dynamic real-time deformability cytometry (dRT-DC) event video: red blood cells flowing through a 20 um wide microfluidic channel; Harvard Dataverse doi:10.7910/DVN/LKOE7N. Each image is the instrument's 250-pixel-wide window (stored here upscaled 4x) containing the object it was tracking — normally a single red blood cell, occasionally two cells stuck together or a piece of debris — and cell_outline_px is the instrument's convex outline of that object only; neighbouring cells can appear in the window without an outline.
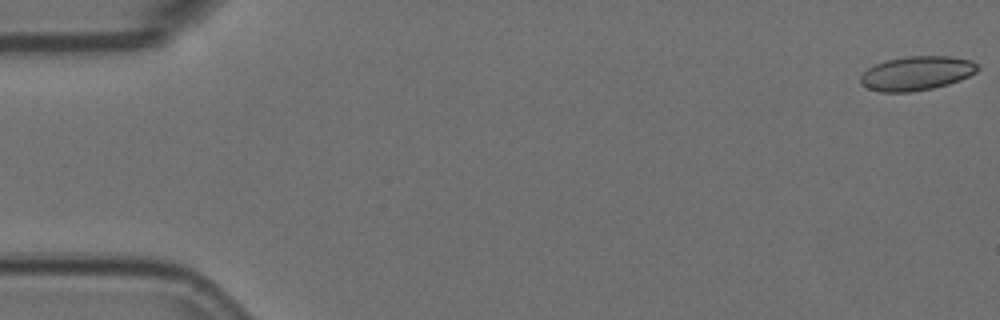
{"species": "Egyptian fruit bat (a non-hibernating species)", "species_latin": "Rousettus aegyptiacus", "temperature_condition": "room temperature", "stored_images_in_passage": 16, "camera_frame_rate_fps": 3000, "um_per_image_px": 0.085, "animal": {"sex": "female"}, "frame": {"image": 1, "passage_image": 1, "time_ms": 0.0, "image_size_px": [1000, 320], "cell_outline_px": [[980, 68], [976, 72], [960, 80], [948, 84], [932, 88], [912, 92], [880, 92], [868, 88], [860, 84], [860, 76], [868, 68], [876, 64], [888, 60], [908, 56], [952, 56], [972, 60]], "centroid_in_image_um": [77.92, 6.23], "position_along_channel_um": 7.1, "area_um2": 23.29}}
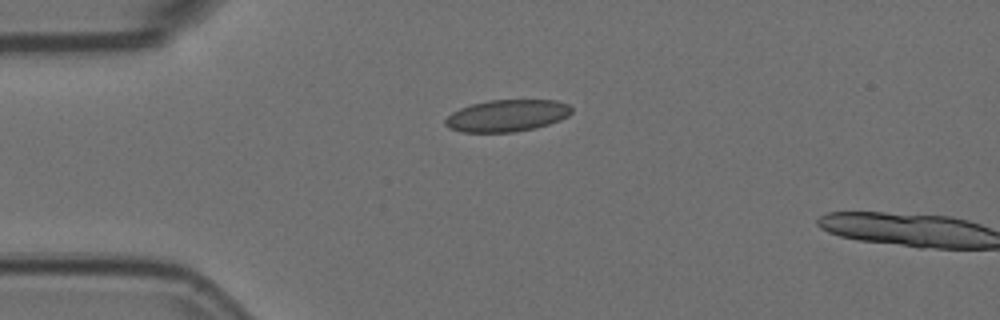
{"frame": {"image": 2, "passage_image": 14, "time_ms": 4.333, "image_size_px": [1000, 320], "cell_outline_px": [[572, 112], [568, 116], [560, 120], [536, 128], [512, 132], [460, 132], [448, 128], [444, 124], [444, 120], [452, 112], [460, 108], [472, 104], [492, 100], [556, 100], [568, 104], [572, 108]], "centroid_in_image_um": [43.09, 9.83], "position_along_channel_um": 41.9, "area_um2": 23.52}}